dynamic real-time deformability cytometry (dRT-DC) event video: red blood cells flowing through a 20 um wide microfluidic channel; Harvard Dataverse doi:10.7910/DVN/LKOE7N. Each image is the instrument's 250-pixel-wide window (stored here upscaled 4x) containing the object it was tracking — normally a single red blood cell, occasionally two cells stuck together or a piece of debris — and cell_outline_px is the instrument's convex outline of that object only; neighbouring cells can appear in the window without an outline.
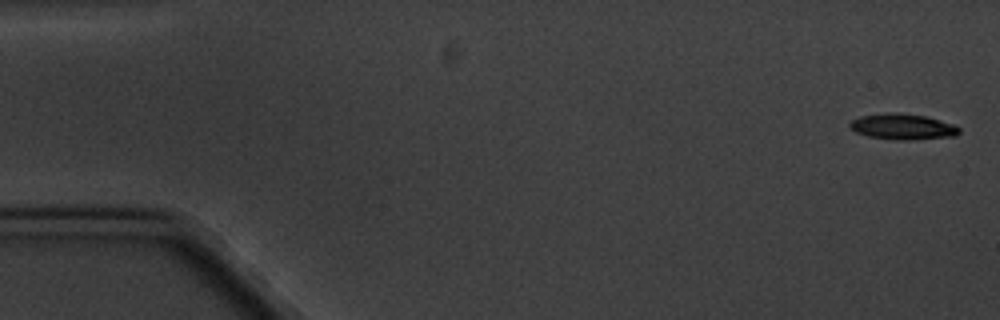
{"species": "common noctule bat (a hibernating species)", "species_latin": "Nyctalus noctula", "temperature_condition": "cold", "stored_images_in_passage": 8, "camera_frame_rate_fps": 3000, "um_per_image_px": 0.085, "animal": {"sex": "male", "body_mass_g": 20.1, "forearm_length_mm": 53.5}, "frame": {"image": 1, "passage_image": 1, "time_ms": 0.0, "image_size_px": [1000, 320], "cell_outline_px": [[960, 132], [956, 136], [908, 140], [896, 140], [868, 136], [856, 132], [848, 124], [852, 120], [860, 116], [892, 112], [896, 112], [924, 116], [940, 120], [952, 124], [960, 128]], "centroid_in_image_um": [76.73, 10.77], "position_along_channel_um": 8.3, "area_um2": 16.3}}
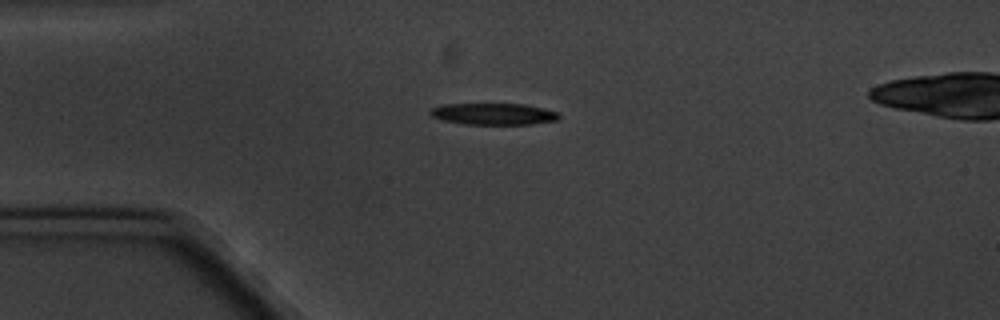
{"frame": {"image": 2, "passage_image": 4, "time_ms": 4.333, "image_size_px": [1000, 320], "cell_outline_px": [[560, 116], [556, 120], [532, 124], [464, 124], [444, 120], [432, 116], [428, 112], [432, 108], [444, 104], [524, 104], [544, 108], [560, 112]], "centroid_in_image_um": [41.98, 9.68], "position_along_channel_um": 43.0, "area_um2": 16.13}}